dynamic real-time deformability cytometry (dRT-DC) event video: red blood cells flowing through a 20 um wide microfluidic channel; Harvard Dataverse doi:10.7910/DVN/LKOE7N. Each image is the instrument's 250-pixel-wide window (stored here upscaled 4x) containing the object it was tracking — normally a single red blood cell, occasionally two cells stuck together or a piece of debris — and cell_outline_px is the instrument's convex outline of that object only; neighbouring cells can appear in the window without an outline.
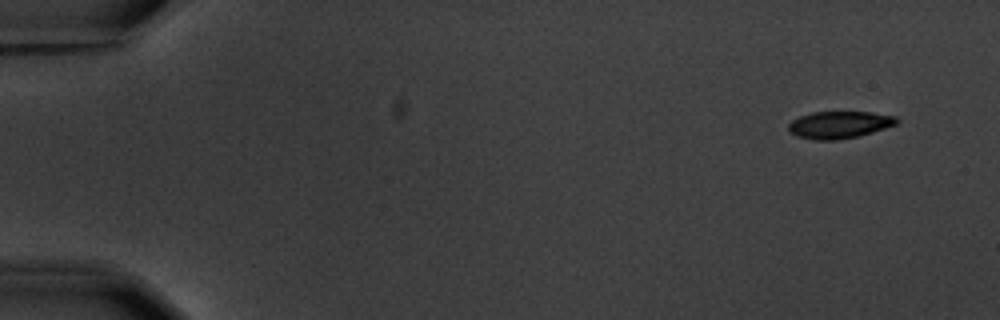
{"species": "common noctule bat (a hibernating species)", "species_latin": "Nyctalus noctula", "temperature_condition": "warm", "stored_images_in_passage": 6, "segment_of_instrument_passage": [1, 2], "camera_frame_rate_fps": 3000, "um_per_image_px": 0.085, "animal": {"sex": "male", "body_mass_g": 20.1, "forearm_length_mm": 53.5}, "frame": {"image": 1, "passage_image": 1, "time_ms": 0.0, "image_size_px": [1000, 320], "cell_outline_px": [[900, 120], [896, 124], [872, 132], [856, 136], [836, 140], [816, 140], [796, 136], [788, 132], [788, 124], [792, 120], [800, 116], [812, 112], [872, 112], [896, 116]], "centroid_in_image_um": [71.32, 10.6], "position_along_channel_um": 13.7, "area_um2": 17.11}}
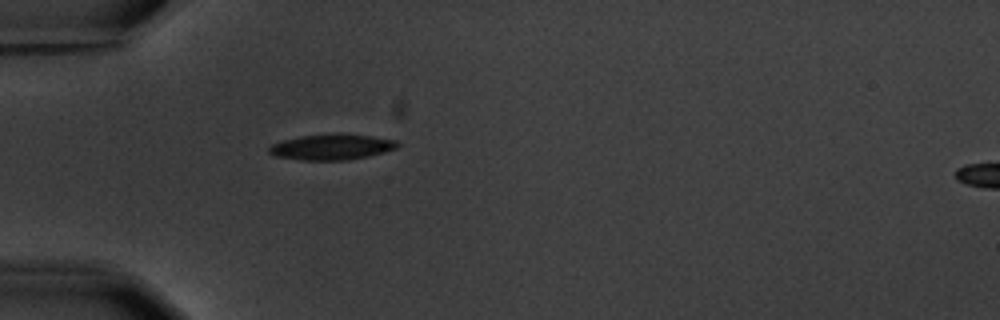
{"frame": {"image": 2, "passage_image": 5, "time_ms": 4.667, "image_size_px": [1000, 320], "cell_outline_px": [[400, 144], [396, 148], [384, 152], [368, 156], [348, 160], [304, 160], [276, 156], [268, 152], [268, 148], [272, 144], [284, 140], [300, 136], [340, 132], [372, 136], [396, 140]], "centroid_in_image_um": [28.22, 12.47], "position_along_channel_um": 56.8, "area_um2": 19.36}}